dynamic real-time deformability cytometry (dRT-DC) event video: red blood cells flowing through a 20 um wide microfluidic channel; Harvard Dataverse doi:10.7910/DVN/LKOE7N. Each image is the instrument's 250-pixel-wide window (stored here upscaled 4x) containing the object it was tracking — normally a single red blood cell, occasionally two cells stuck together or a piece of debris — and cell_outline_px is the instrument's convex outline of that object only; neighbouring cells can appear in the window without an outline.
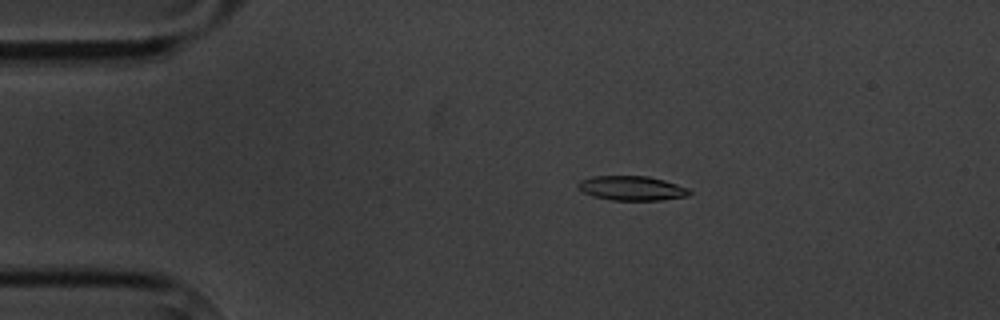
{"species": "common noctule bat (a hibernating species)", "species_latin": "Nyctalus noctula", "temperature_condition": "cold", "stored_images_in_passage": 5, "camera_frame_rate_fps": 3000, "um_per_image_px": 0.085, "animal": {"sex": "male", "body_mass_g": 20.1, "forearm_length_mm": 53.5}, "frame": {"image": 1, "passage_image": 3, "time_ms": 2.333, "image_size_px": [1000, 320], "cell_outline_px": [[692, 192], [688, 196], [660, 200], [612, 200], [592, 196], [576, 188], [576, 184], [580, 180], [592, 176], [648, 176], [664, 180], [688, 188]], "centroid_in_image_um": [53.67, 15.99], "position_along_channel_um": 31.3, "area_um2": 15.95}}
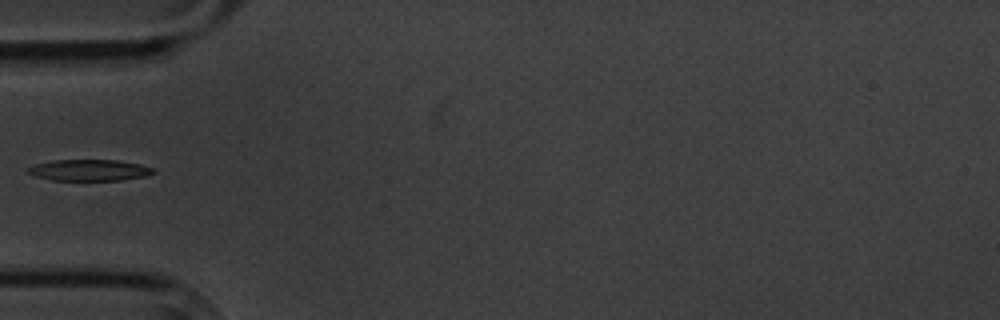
{"frame": {"image": 2, "passage_image": 5, "time_ms": 5.0, "image_size_px": [1000, 320], "cell_outline_px": [[156, 172], [144, 176], [120, 180], [52, 180], [36, 176], [24, 172], [28, 168], [36, 164], [52, 160], [116, 160], [140, 164], [152, 168]], "centroid_in_image_um": [7.56, 14.46], "position_along_channel_um": 77.4, "area_um2": 15.43}}